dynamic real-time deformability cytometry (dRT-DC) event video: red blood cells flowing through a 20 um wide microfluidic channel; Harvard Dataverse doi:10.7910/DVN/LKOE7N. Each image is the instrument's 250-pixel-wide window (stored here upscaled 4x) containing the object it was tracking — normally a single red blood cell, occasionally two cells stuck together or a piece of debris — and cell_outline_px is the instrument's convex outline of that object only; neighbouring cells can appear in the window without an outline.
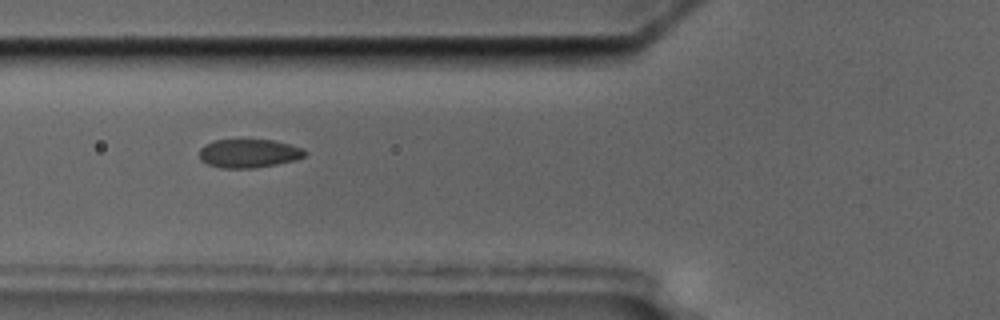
{"species": "common noctule bat (a hibernating species)", "species_latin": "Nyctalus noctula", "temperature_condition": "cold", "stored_images_in_passage": 4, "camera_frame_rate_fps": 3000, "um_per_image_px": 0.085, "animal": {"sex": "male", "body_mass_g": 17.5, "forearm_length_mm": 52.3}, "frame": {"image": 1, "passage_image": 3, "time_ms": 2.333, "image_size_px": [1000, 320], "cell_outline_px": [[308, 152], [304, 156], [296, 160], [276, 164], [252, 168], [220, 168], [208, 164], [200, 160], [200, 148], [204, 144], [216, 140], [272, 140], [304, 148]], "centroid_in_image_um": [21.15, 13.04], "position_along_channel_um": 104.7, "area_um2": 17.57}}